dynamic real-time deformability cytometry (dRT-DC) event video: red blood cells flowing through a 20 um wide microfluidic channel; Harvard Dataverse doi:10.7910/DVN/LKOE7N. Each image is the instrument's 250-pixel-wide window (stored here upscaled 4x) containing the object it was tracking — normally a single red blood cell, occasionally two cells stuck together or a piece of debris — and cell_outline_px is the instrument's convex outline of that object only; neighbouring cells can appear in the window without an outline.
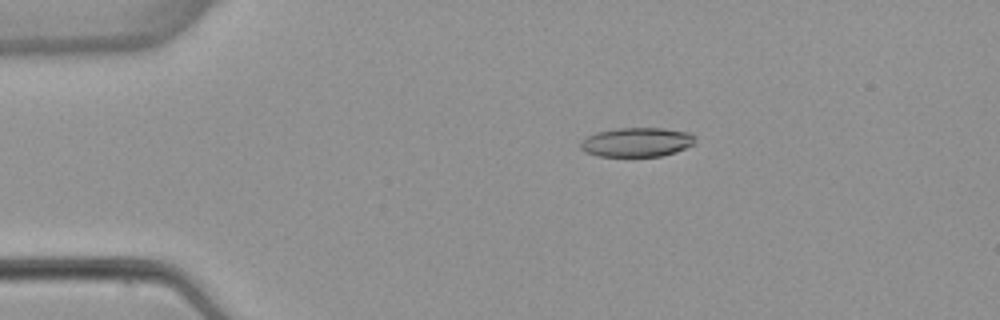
{"species": "common noctule bat (a hibernating species)", "species_latin": "Nyctalus noctula", "temperature_condition": "warm", "stored_images_in_passage": 4, "camera_frame_rate_fps": 3000, "um_per_image_px": 0.085, "animal": {"sex": "female", "body_mass_g": 22.7, "forearm_length_mm": 54.2}, "frame": {"image": 1, "passage_image": 3, "time_ms": 3.333, "image_size_px": [1000, 320], "cell_outline_px": [[696, 144], [676, 152], [660, 156], [596, 156], [584, 152], [580, 148], [580, 144], [588, 136], [596, 132], [616, 128], [664, 128], [688, 132], [696, 140]], "centroid_in_image_um": [54.13, 12.09], "position_along_channel_um": 30.9, "area_um2": 19.59}}